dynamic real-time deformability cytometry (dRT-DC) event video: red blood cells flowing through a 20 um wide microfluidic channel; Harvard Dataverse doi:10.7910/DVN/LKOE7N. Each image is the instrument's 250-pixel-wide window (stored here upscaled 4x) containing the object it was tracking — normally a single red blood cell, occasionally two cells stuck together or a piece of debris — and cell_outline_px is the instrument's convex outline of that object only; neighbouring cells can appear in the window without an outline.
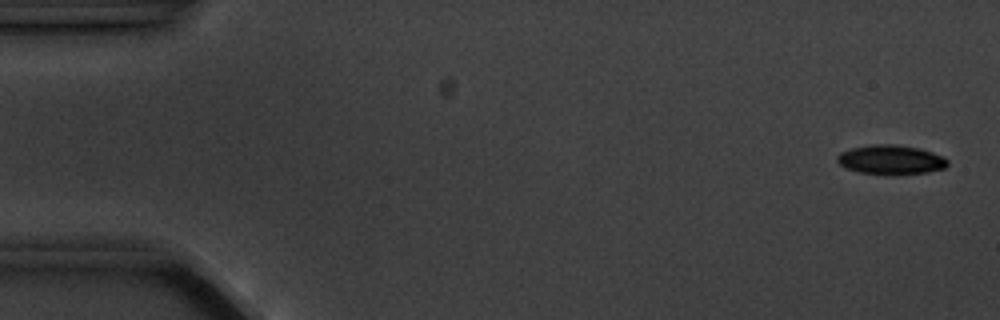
{"species": "common noctule bat (a hibernating species)", "species_latin": "Nyctalus noctula", "temperature_condition": "cold", "stored_images_in_passage": 5, "camera_frame_rate_fps": 3000, "um_per_image_px": 0.085, "animal": {"sex": "male", "body_mass_g": 20.1, "forearm_length_mm": 53.5}, "frame": {"image": 1, "passage_image": 1, "time_ms": 0.0, "image_size_px": [1000, 320], "cell_outline_px": [[948, 164], [944, 168], [928, 172], [860, 172], [844, 168], [836, 160], [836, 156], [840, 152], [852, 148], [876, 144], [892, 144], [920, 148], [944, 156], [948, 160]], "centroid_in_image_um": [75.71, 13.53], "position_along_channel_um": 9.3, "area_um2": 18.21}}
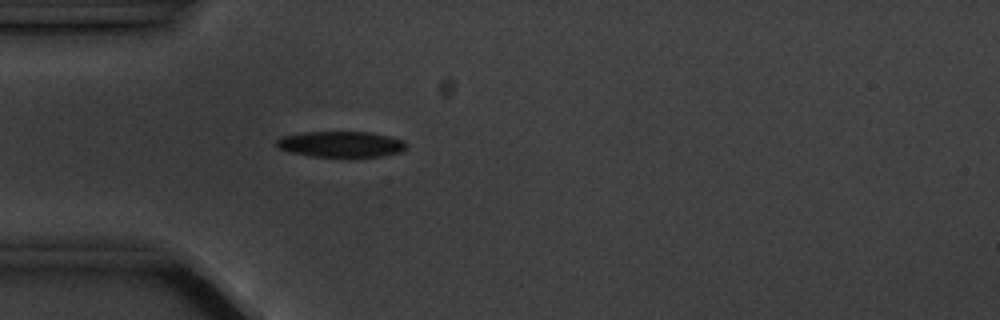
{"frame": {"image": 2, "passage_image": 5, "time_ms": 4.667, "image_size_px": [1000, 320], "cell_outline_px": [[408, 144], [400, 152], [380, 156], [312, 156], [292, 152], [280, 148], [276, 144], [276, 140], [280, 136], [304, 132], [368, 132], [388, 136], [404, 140]], "centroid_in_image_um": [28.98, 12.24], "position_along_channel_um": 56.0, "area_um2": 19.25}}